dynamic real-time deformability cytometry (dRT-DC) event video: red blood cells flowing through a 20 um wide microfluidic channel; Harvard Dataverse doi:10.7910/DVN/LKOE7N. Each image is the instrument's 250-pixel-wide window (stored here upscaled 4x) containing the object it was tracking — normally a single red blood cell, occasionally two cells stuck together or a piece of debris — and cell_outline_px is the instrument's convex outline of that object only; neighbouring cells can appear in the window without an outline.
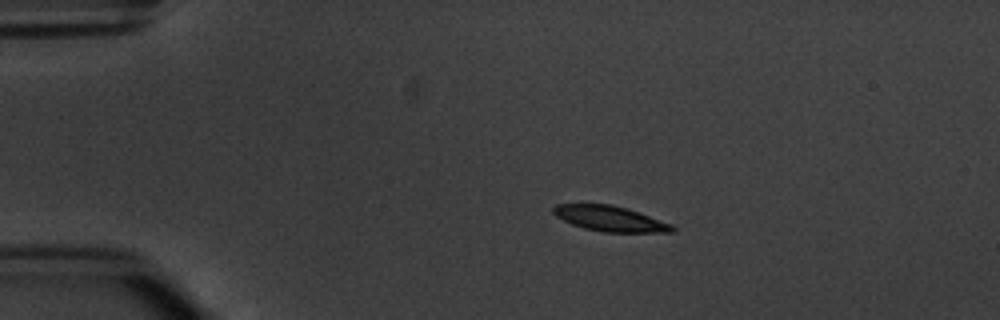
{"species": "common noctule bat (a hibernating species)", "species_latin": "Nyctalus noctula", "temperature_condition": "warm", "stored_images_in_passage": 5, "camera_frame_rate_fps": 3000, "um_per_image_px": 0.085, "animal": {"sex": "male", "body_mass_g": 20.1, "forearm_length_mm": 53.5}, "frame": {"image": 1, "passage_image": 1, "time_ms": 0.0, "image_size_px": [1000, 320], "cell_outline_px": [[676, 232], [604, 232], [584, 228], [572, 224], [556, 216], [552, 212], [552, 208], [556, 204], [612, 204], [628, 208], [672, 224], [676, 228]], "centroid_in_image_um": [51.88, 18.58], "position_along_channel_um": 33.1, "area_um2": 17.63}}
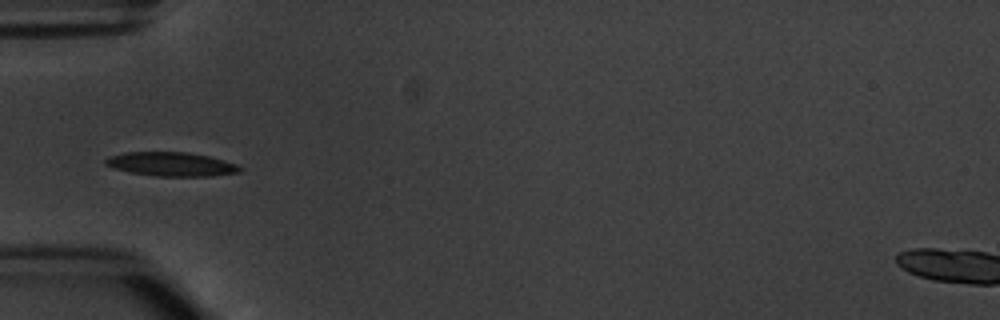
{"frame": {"image": 2, "passage_image": 3, "time_ms": 2.333, "image_size_px": [1000, 320], "cell_outline_px": [[244, 168], [240, 172], [212, 176], [156, 176], [132, 172], [112, 168], [104, 164], [104, 160], [108, 156], [124, 152], [188, 152], [208, 156], [224, 160], [236, 164]], "centroid_in_image_um": [14.55, 13.95], "position_along_channel_um": 70.4, "area_um2": 18.84}}